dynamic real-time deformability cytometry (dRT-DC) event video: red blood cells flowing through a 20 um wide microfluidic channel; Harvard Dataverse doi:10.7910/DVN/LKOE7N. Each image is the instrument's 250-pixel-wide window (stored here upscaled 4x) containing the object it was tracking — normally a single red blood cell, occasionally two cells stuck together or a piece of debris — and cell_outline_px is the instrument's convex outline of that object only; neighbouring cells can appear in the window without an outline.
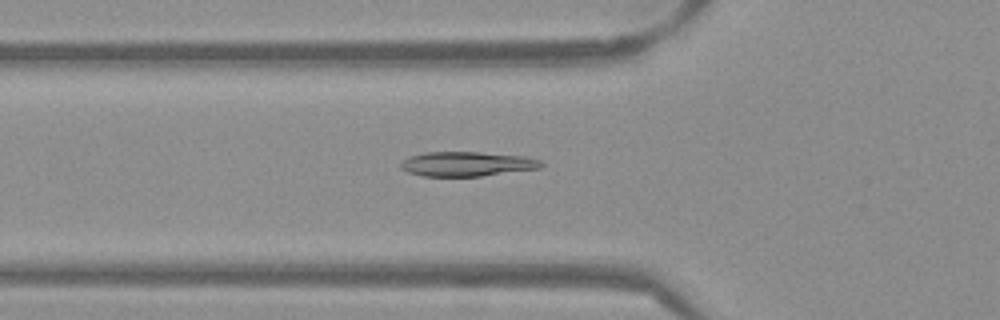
{"species": "Egyptian fruit bat (a non-hibernating species)", "species_latin": "Rousettus aegyptiacus", "temperature_condition": "warm", "stored_images_in_passage": 53, "camera_frame_rate_fps": 3000, "um_per_image_px": 0.085, "frame": {"image": 1, "passage_image": 19, "time_ms": 6.0, "image_size_px": [1000, 320], "cell_outline_px": [[544, 164], [540, 168], [480, 176], [424, 176], [408, 172], [400, 168], [400, 164], [408, 156], [424, 152], [480, 152], [528, 156], [540, 160]], "centroid_in_image_um": [39.69, 13.92], "position_along_channel_um": 86.1, "area_um2": 20.17}}
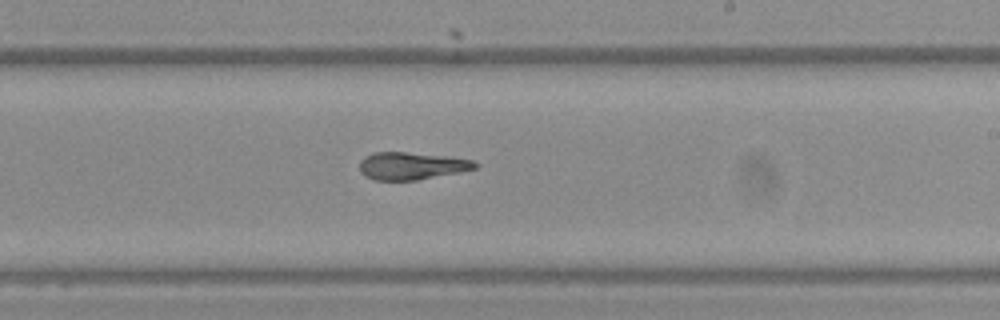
{"frame": {"image": 2, "passage_image": 32, "time_ms": 10.333, "image_size_px": [1000, 320], "cell_outline_px": [[480, 164], [476, 168], [460, 172], [416, 180], [372, 180], [364, 176], [360, 172], [360, 160], [364, 156], [372, 152], [404, 152], [448, 156], [472, 160]], "centroid_in_image_um": [34.95, 14.1], "position_along_channel_um": 254.0, "area_um2": 18.61}}
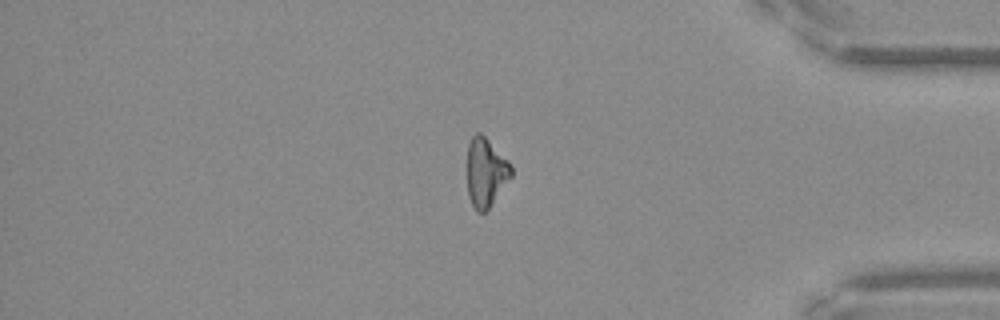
{"frame": {"image": 3, "passage_image": 45, "time_ms": 14.667, "image_size_px": [1000, 320], "cell_outline_px": [[512, 176], [488, 208], [484, 212], [476, 212], [468, 196], [468, 144], [472, 136], [476, 132], [480, 132], [512, 164]], "centroid_in_image_um": [41.29, 14.64], "position_along_channel_um": 393.9, "area_um2": 17.46}, "authors_computed_cell_mechanics": {"area_um2": 19.3052, "velocity_mm_per_s": 3.8552, "shape_relaxation_time_tau1_ms": 6.6022, "shape_relaxation_time_tau2_ms": 2.9167, "deformation_change_tau1": 0.2023, "deformation_change_tau2": 0.0939}}